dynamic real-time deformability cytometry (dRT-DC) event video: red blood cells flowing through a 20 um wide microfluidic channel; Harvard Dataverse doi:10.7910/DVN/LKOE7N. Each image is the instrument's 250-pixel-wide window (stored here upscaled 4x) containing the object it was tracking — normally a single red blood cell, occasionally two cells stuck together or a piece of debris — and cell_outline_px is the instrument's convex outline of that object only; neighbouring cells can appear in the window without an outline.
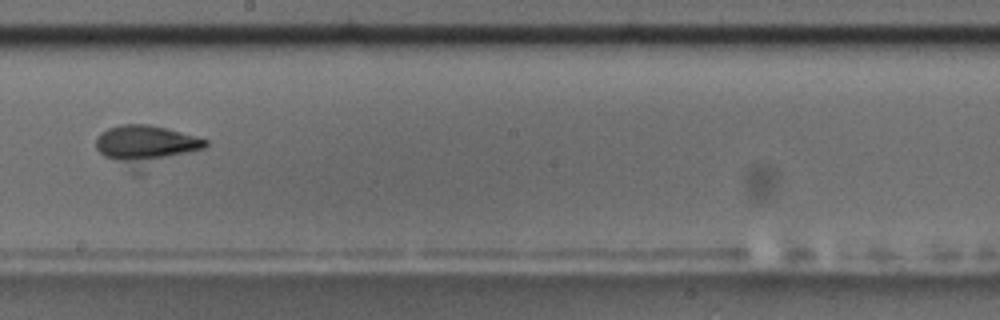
{"species": "common noctule bat (a hibernating species)", "species_latin": "Nyctalus noctula", "temperature_condition": "room temperature", "stored_images_in_passage": 15, "camera_frame_rate_fps": 3000, "um_per_image_px": 0.085, "animal": {"sex": "male", "body_mass_g": 17.5, "forearm_length_mm": 52.3}, "frame": {"image": 1, "passage_image": 8, "time_ms": 8.0, "image_size_px": [1000, 320], "cell_outline_px": [[208, 144], [204, 148], [140, 176], [132, 176], [104, 156], [96, 148], [96, 136], [100, 132], [108, 128], [120, 124], [148, 124], [164, 128], [208, 140]], "centroid_in_image_um": [12.36, 12.48], "position_along_channel_um": 235.8, "area_um2": 27.11}}